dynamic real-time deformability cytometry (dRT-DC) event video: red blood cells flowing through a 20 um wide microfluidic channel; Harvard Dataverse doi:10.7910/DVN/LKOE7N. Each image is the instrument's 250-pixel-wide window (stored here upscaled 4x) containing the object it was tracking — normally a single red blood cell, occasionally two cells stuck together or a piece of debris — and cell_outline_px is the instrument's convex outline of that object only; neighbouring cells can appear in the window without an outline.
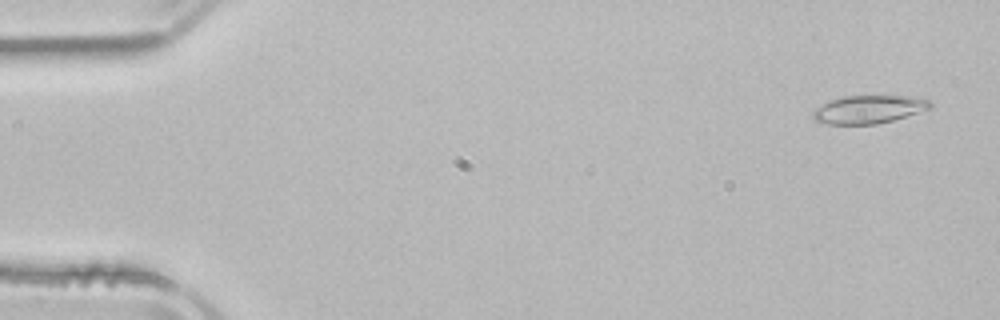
{"species": "common noctule bat (a hibernating species)", "species_latin": "Nyctalus noctula", "temperature_condition": "room temperature", "stored_images_in_passage": 52, "camera_frame_rate_fps": 3000, "um_per_image_px": 0.085, "animal": {"sex": "male", "body_mass_g": 21.5, "forearm_length_mm": 52.0}, "frame": {"image": 1, "passage_image": 3, "time_ms": 0.667, "image_size_px": [1000, 320], "cell_outline_px": [[932, 108], [892, 120], [876, 124], [828, 124], [816, 120], [812, 116], [812, 112], [816, 108], [832, 100], [844, 96], [908, 96], [928, 100], [932, 104]], "centroid_in_image_um": [73.85, 9.3], "position_along_channel_um": 11.2, "area_um2": 18.84}}
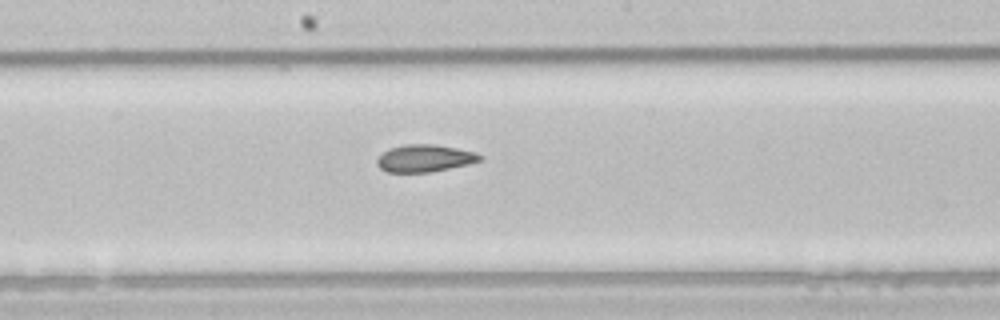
{"frame": {"image": 2, "passage_image": 28, "time_ms": 9.0, "image_size_px": [1000, 320], "cell_outline_px": [[484, 160], [468, 164], [428, 172], [388, 172], [380, 168], [376, 164], [376, 160], [388, 148], [404, 144], [436, 144], [476, 152], [484, 156]], "centroid_in_image_um": [36.12, 13.44], "position_along_channel_um": 212.1, "area_um2": 16.42}}
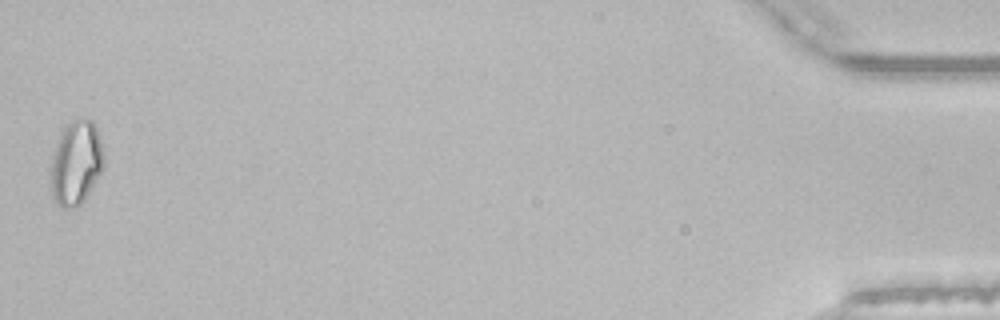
{"frame": {"image": 3, "passage_image": 52, "time_ms": 17.0, "image_size_px": [1000, 320], "cell_outline_px": [[104, 168], [84, 200], [80, 204], [72, 208], [64, 208], [52, 196], [52, 156], [60, 132], [64, 124], [72, 120], [92, 120], [96, 128], [100, 140], [104, 156]], "centroid_in_image_um": [6.48, 13.82], "position_along_channel_um": 428.7, "area_um2": 25.72}, "authors_computed_cell_mechanics": {"area_um2": 18.6983, "velocity_mm_per_s": 3.9152, "shape_relaxation_time_tau1_ms": 9.7676, "shape_relaxation_time_tau2_ms": 2.7062, "deformation_change_tau1": 0.152, "deformation_change_tau2": 0.0653}}